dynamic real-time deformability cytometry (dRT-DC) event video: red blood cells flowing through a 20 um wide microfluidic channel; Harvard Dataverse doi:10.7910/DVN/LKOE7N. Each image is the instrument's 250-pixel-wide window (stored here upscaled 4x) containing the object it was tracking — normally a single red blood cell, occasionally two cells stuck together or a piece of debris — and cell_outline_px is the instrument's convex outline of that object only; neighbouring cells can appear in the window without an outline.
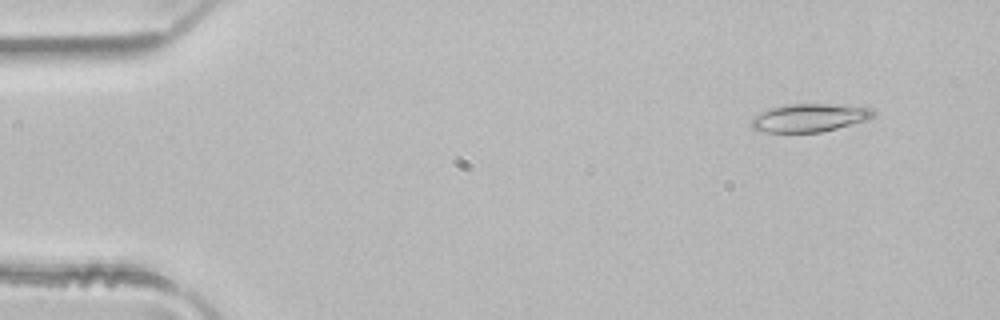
{"species": "common noctule bat (a hibernating species)", "species_latin": "Nyctalus noctula", "temperature_condition": "room temperature", "stored_images_in_passage": 32, "camera_frame_rate_fps": 3000, "um_per_image_px": 0.085, "animal": {"sex": "male", "body_mass_g": 21.5, "forearm_length_mm": 52.0}, "frame": {"image": 1, "passage_image": 5, "time_ms": 1.333, "image_size_px": [1000, 320], "cell_outline_px": [[876, 116], [868, 120], [820, 132], [768, 132], [752, 128], [752, 116], [768, 108], [784, 104], [828, 104], [872, 108], [876, 112]], "centroid_in_image_um": [68.81, 10.0], "position_along_channel_um": 16.2, "area_um2": 20.0}}
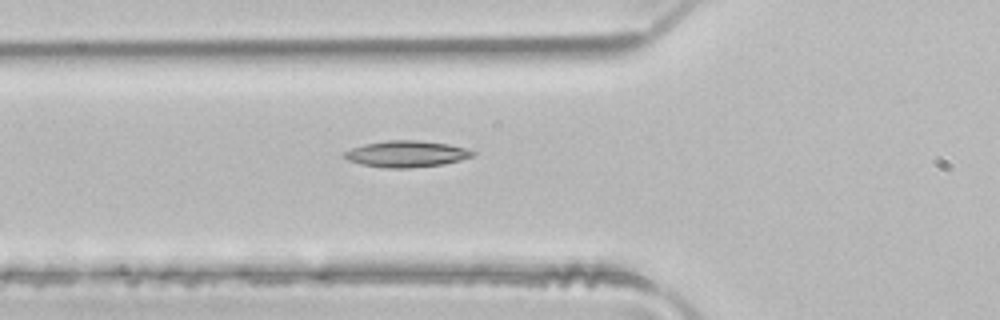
{"frame": {"image": 2, "passage_image": 18, "time_ms": 5.667, "image_size_px": [1000, 320], "cell_outline_px": [[476, 152], [472, 156], [460, 160], [444, 164], [408, 168], [384, 168], [360, 164], [348, 160], [344, 156], [344, 152], [352, 148], [364, 144], [388, 140], [416, 140], [448, 144], [464, 148]], "centroid_in_image_um": [34.53, 13.09], "position_along_channel_um": 91.3, "area_um2": 19.59}}
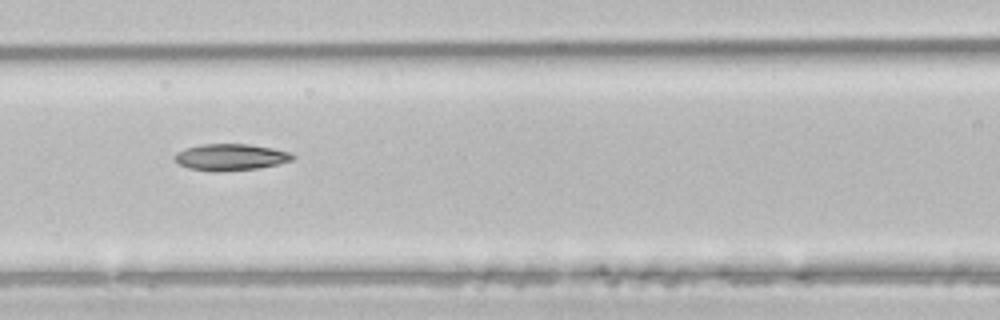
{"frame": {"image": 3, "passage_image": 22, "time_ms": 7.0, "image_size_px": [1000, 320], "cell_outline_px": [[296, 156], [292, 160], [260, 168], [216, 172], [188, 168], [180, 164], [172, 156], [176, 152], [184, 148], [200, 144], [248, 144], [272, 148], [288, 152]], "centroid_in_image_um": [19.56, 13.35], "position_along_channel_um": 147.0, "area_um2": 18.26}}